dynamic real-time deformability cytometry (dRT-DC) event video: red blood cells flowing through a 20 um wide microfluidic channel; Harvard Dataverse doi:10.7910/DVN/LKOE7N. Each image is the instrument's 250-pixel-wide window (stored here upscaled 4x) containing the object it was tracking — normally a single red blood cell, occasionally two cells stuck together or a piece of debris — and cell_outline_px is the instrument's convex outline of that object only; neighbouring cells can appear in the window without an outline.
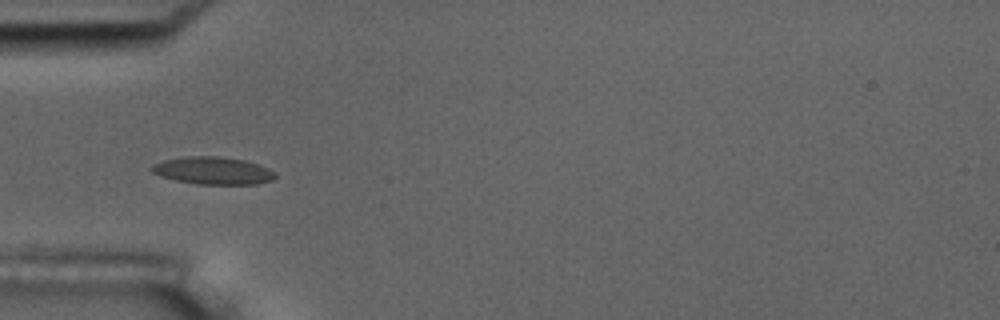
{"species": "common noctule bat (a hibernating species)", "species_latin": "Nyctalus noctula", "temperature_condition": "room temperature", "stored_images_in_passage": 15, "camera_frame_rate_fps": 3000, "um_per_image_px": 0.085, "animal": {"sex": "male", "body_mass_g": 17.5, "forearm_length_mm": 52.3}, "frame": {"image": 1, "passage_image": 5, "time_ms": 5.667, "image_size_px": [1000, 320], "cell_outline_px": [[276, 176], [272, 180], [256, 184], [196, 184], [176, 180], [160, 176], [152, 172], [148, 168], [152, 164], [164, 160], [184, 156], [220, 156], [244, 160], [268, 168], [276, 172]], "centroid_in_image_um": [18.07, 14.5], "position_along_channel_um": 66.9, "area_um2": 19.88}}
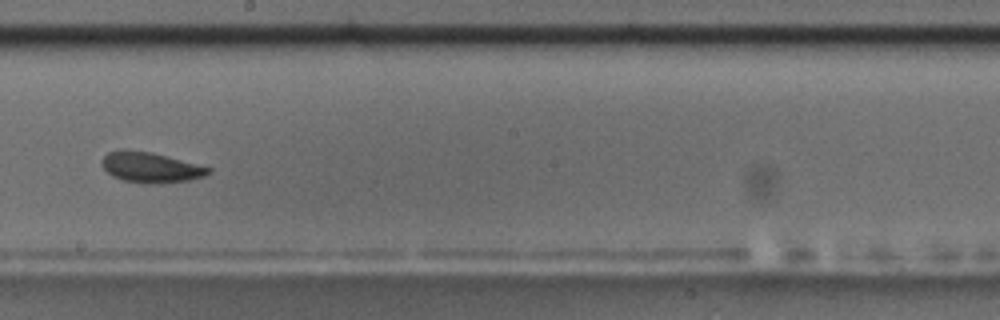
{"frame": {"image": 2, "passage_image": 9, "time_ms": 10.333, "image_size_px": [1000, 320], "cell_outline_px": [[212, 172], [204, 176], [188, 180], [160, 184], [144, 184], [124, 180], [112, 176], [100, 164], [100, 160], [108, 152], [120, 148], [128, 148], [152, 152], [212, 168]], "centroid_in_image_um": [12.76, 14.21], "position_along_channel_um": 235.4, "area_um2": 19.25}, "authors_computed_cell_mechanics": {"area_um2": 18.496, "velocity_mm_per_s": 3.6315, "shape_relaxation_time_tau1_ms": 2.1952, "shape_relaxation_time_tau2_ms": 1.8067, "deformation_change_tau1": 0.0873, "deformation_change_tau2": 0.0688}}